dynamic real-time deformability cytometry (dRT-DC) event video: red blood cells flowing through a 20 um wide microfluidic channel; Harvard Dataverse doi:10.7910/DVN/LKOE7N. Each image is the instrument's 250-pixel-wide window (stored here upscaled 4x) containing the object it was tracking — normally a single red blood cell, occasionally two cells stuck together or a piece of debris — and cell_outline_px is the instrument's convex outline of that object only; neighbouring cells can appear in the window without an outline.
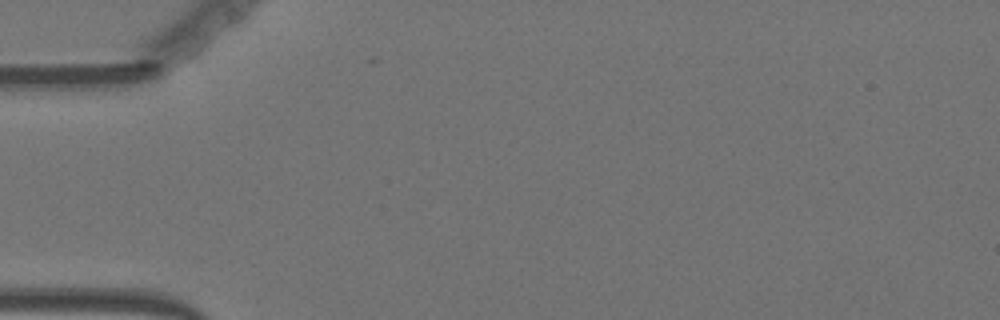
{"species": "Egyptian fruit bat (a non-hibernating species)", "species_latin": "Rousettus aegyptiacus", "temperature_condition": "warm", "stored_images_in_passage": 2, "camera_frame_rate_fps": 3000, "um_per_image_px": 0.085, "animal": {"sex": "female"}, "frame": {"image": 1, "passage_image": 1, "time_ms": 0.0, "image_size_px": [1000, 320], "cell_outline_px": [[252, 28], [248, 48], [208, 88], [192, 92], [184, 88], [184, 80], [236, 28], [244, 24], [252, 24]], "centroid_in_image_um": [18.67, 5.06], "position_along_channel_um": 66.3, "area_um2": 13.18}}